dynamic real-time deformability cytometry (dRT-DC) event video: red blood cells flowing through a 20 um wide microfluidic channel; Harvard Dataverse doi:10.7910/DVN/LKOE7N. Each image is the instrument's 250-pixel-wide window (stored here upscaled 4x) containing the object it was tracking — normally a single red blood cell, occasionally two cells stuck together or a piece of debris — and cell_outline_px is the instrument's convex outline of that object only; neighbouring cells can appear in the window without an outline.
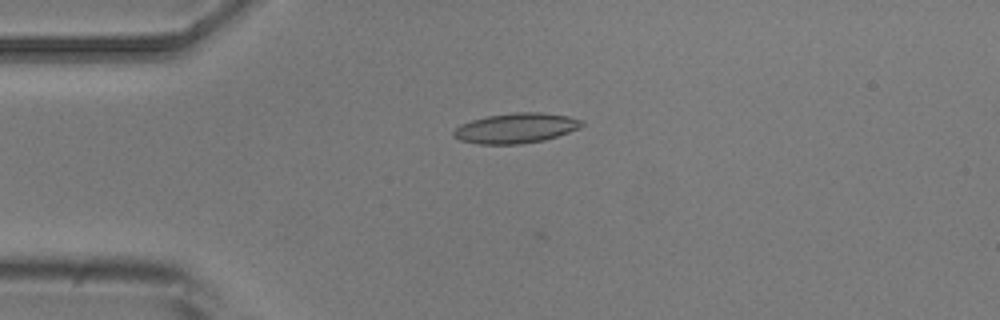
{"species": "common noctule bat (a hibernating species)", "species_latin": "Nyctalus noctula", "temperature_condition": "room temperature", "stored_images_in_passage": 8, "camera_frame_rate_fps": 3000, "um_per_image_px": 0.085, "animal": {"sex": "male", "body_mass_g": 20.5, "forearm_length_mm": 52.5}, "frame": {"image": 1, "passage_image": 4, "time_ms": 3.333, "image_size_px": [1000, 320], "cell_outline_px": [[584, 124], [580, 128], [544, 140], [520, 144], [480, 144], [460, 140], [452, 136], [452, 132], [460, 124], [484, 116], [516, 112], [540, 112], [568, 116], [584, 120]], "centroid_in_image_um": [43.84, 10.88], "position_along_channel_um": 41.2, "area_um2": 22.54}}
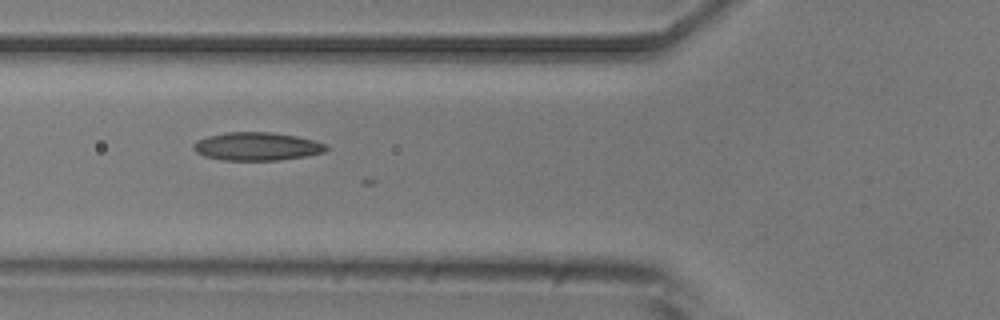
{"frame": {"image": 2, "passage_image": 6, "time_ms": 5.667, "image_size_px": [1000, 320], "cell_outline_px": [[328, 148], [324, 152], [304, 156], [280, 160], [224, 160], [204, 156], [196, 152], [192, 148], [192, 144], [196, 140], [208, 136], [224, 132], [268, 132], [296, 136], [328, 144]], "centroid_in_image_um": [21.8, 12.44], "position_along_channel_um": 104.0, "area_um2": 21.79}}
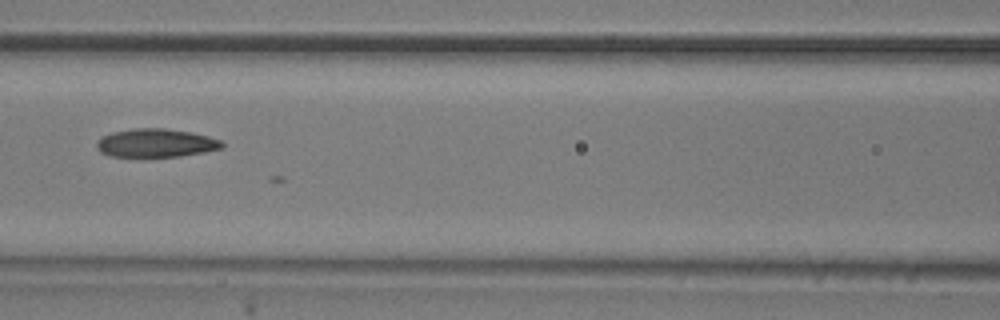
{"frame": {"image": 3, "passage_image": 7, "time_ms": 7.0, "image_size_px": [1000, 320], "cell_outline_px": [[224, 148], [204, 152], [180, 156], [112, 156], [100, 152], [96, 148], [96, 144], [104, 136], [112, 132], [136, 128], [164, 128], [192, 132], [208, 136], [220, 140], [224, 144]], "centroid_in_image_um": [13.29, 12.15], "position_along_channel_um": 153.3, "area_um2": 20.58}}